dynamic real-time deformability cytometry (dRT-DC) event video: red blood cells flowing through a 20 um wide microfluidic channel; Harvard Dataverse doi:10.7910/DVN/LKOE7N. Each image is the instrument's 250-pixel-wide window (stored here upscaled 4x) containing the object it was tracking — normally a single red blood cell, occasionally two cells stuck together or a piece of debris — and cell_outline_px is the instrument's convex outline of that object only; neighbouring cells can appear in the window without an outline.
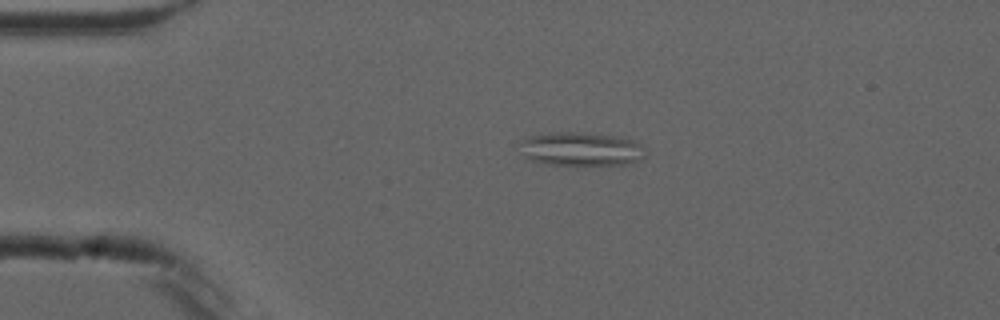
{"species": "common noctule bat (a hibernating species)", "species_latin": "Nyctalus noctula", "temperature_condition": "cold", "stored_images_in_passage": 5, "camera_frame_rate_fps": 3000, "um_per_image_px": 0.085, "animal": {"sex": "male", "forearm_length_mm": 52.5}, "frame": {"image": 1, "passage_image": 4, "time_ms": 3.333, "image_size_px": [1000, 320], "cell_outline_px": [[644, 156], [640, 160], [632, 164], [548, 164], [532, 160], [524, 156], [520, 144], [520, 140], [524, 136], [552, 132], [580, 132], [612, 136], [632, 140], [640, 144], [644, 148]], "centroid_in_image_um": [49.35, 12.65], "position_along_channel_um": 35.6, "area_um2": 24.51}}